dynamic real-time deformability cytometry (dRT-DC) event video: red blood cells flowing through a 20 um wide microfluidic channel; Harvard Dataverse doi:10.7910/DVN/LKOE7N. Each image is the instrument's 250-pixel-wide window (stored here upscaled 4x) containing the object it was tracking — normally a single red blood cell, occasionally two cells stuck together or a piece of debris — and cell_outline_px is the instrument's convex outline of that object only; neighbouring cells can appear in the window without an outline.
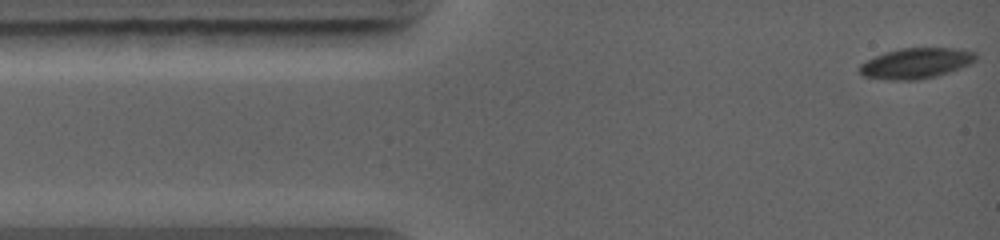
{"species": "common noctule bat (a hibernating species)", "species_latin": "Nyctalus noctula", "temperature_condition": "warm", "stored_images_in_passage": 27, "camera_frame_rate_fps": 5000, "um_per_image_px": 0.085, "animal": {"sex": "female", "body_mass_g": 19.0, "forearm_length_mm": 56.7}, "frame": {"image": 1, "passage_image": 1, "time_ms": 0.0, "image_size_px": [1000, 240], "cell_outline_px": [[976, 60], [960, 68], [936, 76], [916, 80], [888, 80], [864, 76], [860, 72], [860, 64], [884, 52], [900, 48], [960, 48], [976, 52]], "centroid_in_image_um": [77.88, 5.37], "position_along_channel_um": 7.1, "area_um2": 20.58}}
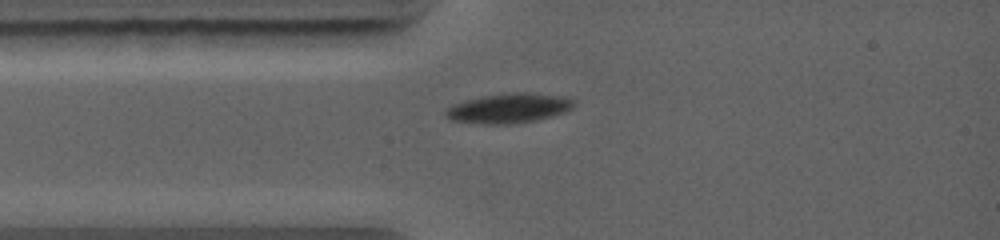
{"frame": {"image": 2, "passage_image": 22, "time_ms": 2.2, "image_size_px": [1000, 240], "cell_outline_px": [[576, 104], [572, 108], [564, 112], [552, 116], [536, 120], [512, 124], [480, 124], [452, 120], [444, 116], [444, 112], [452, 104], [464, 100], [484, 96], [516, 92], [528, 92], [560, 96], [572, 100]], "centroid_in_image_um": [43.21, 9.21], "position_along_channel_um": 41.8, "area_um2": 22.14}}